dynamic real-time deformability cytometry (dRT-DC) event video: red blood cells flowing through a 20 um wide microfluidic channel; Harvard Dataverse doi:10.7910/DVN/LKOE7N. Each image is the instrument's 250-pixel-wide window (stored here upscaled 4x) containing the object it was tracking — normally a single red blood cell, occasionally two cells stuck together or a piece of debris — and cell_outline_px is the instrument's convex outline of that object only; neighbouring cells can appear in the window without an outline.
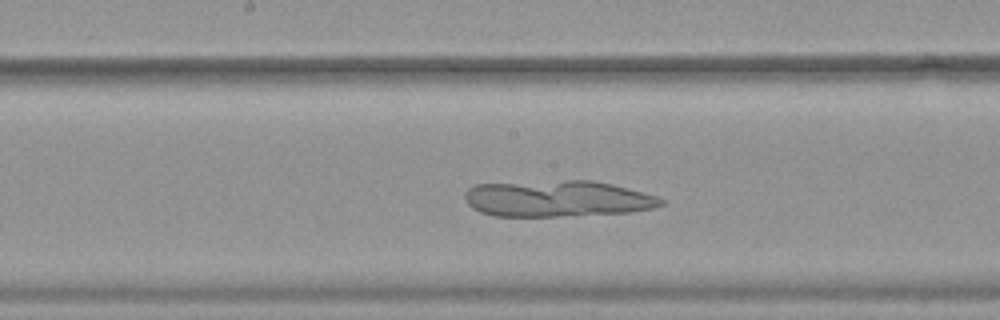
{"species": "common noctule bat (a hibernating species)", "species_latin": "Nyctalus noctula", "temperature_condition": "warm", "stored_images_in_passage": 48, "camera_frame_rate_fps": 3000, "um_per_image_px": 0.085, "animal": {"sex": "female", "body_mass_g": 19.9}, "frame": {"image": 1, "passage_image": 22, "time_ms": 7.0, "image_size_px": [1000, 320], "cell_outline_px": [[664, 204], [652, 208], [632, 212], [556, 216], [492, 216], [480, 212], [472, 208], [464, 200], [464, 192], [468, 188], [476, 184], [568, 180], [592, 180], [612, 184], [656, 196], [664, 200]], "centroid_in_image_um": [47.33, 16.88], "position_along_channel_um": 200.9, "area_um2": 41.5}}